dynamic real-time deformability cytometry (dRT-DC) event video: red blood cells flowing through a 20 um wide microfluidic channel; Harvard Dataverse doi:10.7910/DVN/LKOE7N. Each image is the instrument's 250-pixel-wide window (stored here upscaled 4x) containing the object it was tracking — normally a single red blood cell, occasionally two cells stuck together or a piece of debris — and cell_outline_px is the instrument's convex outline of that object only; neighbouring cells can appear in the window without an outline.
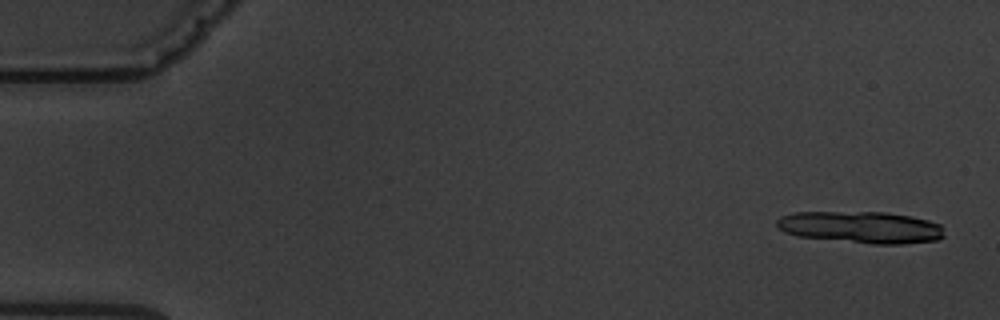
{"species": "common noctule bat (a hibernating species)", "species_latin": "Nyctalus noctula", "temperature_condition": "warm", "stored_images_in_passage": 5, "camera_frame_rate_fps": 3000, "um_per_image_px": 0.085, "animal": {"sex": "male", "body_mass_g": 19.5, "forearm_length_mm": 54.6}, "frame": {"image": 1, "passage_image": 1, "time_ms": 0.0, "image_size_px": [1000, 320], "cell_outline_px": [[944, 236], [936, 240], [904, 244], [872, 244], [796, 236], [784, 232], [776, 224], [776, 220], [780, 216], [792, 212], [884, 212], [912, 216], [928, 220], [940, 224], [944, 228]], "centroid_in_image_um": [73.19, 19.31], "position_along_channel_um": 11.8, "area_um2": 31.33}}